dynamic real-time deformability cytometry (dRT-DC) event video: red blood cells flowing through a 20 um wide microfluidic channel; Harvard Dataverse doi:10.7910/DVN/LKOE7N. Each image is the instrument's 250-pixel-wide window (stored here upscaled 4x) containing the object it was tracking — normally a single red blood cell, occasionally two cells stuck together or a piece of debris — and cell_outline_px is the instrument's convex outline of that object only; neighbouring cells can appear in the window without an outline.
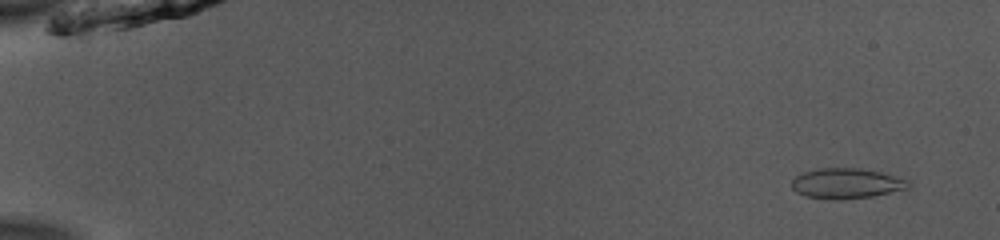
{"species": "common noctule bat (a hibernating species)", "species_latin": "Nyctalus noctula", "temperature_condition": "room temperature", "stored_images_in_passage": 52, "camera_frame_rate_fps": 3000, "um_per_image_px": 0.085, "animal": {"sex": "male", "body_mass_g": 13.0, "forearm_length_mm": 53.1}, "frame": {"image": 1, "passage_image": 4, "time_ms": 1.0, "image_size_px": [1000, 240], "cell_outline_px": [[912, 184], [908, 188], [872, 196], [840, 200], [832, 200], [808, 196], [796, 192], [792, 188], [792, 180], [796, 176], [804, 172], [820, 168], [860, 168], [880, 172], [908, 180]], "centroid_in_image_um": [71.95, 15.59], "position_along_channel_um": 13.1, "area_um2": 20.46}}
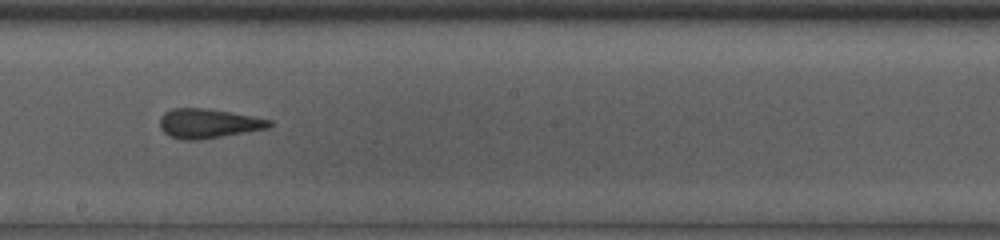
{"frame": {"image": 2, "passage_image": 31, "time_ms": 10.0, "image_size_px": [1000, 240], "cell_outline_px": [[272, 124], [268, 128], [196, 140], [180, 140], [168, 136], [160, 128], [160, 116], [164, 112], [172, 108], [208, 108], [232, 112], [272, 120]], "centroid_in_image_um": [17.65, 10.48], "position_along_channel_um": 230.5, "area_um2": 18.79}}
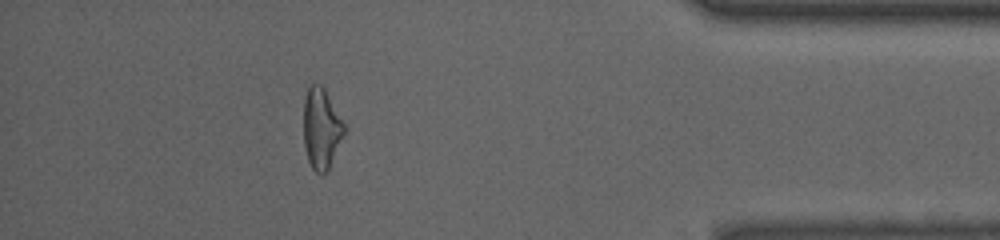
{"frame": {"image": 3, "passage_image": 47, "time_ms": 15.333, "image_size_px": [1000, 240], "cell_outline_px": [[344, 132], [328, 168], [320, 176], [312, 168], [308, 160], [304, 144], [304, 100], [308, 88], [312, 84], [320, 84], [324, 88], [344, 124]], "centroid_in_image_um": [27.28, 10.91], "position_along_channel_um": 407.9, "area_um2": 18.5}, "authors_computed_cell_mechanics": {"area_um2": 19.363, "velocity_mm_per_s": 3.9696, "shape_relaxation_time_tau1_ms": 5.4094, "shape_relaxation_time_tau2_ms": 1.6714, "deformation_change_tau1": 0.1878, "deformation_change_tau2": 0.0771}}